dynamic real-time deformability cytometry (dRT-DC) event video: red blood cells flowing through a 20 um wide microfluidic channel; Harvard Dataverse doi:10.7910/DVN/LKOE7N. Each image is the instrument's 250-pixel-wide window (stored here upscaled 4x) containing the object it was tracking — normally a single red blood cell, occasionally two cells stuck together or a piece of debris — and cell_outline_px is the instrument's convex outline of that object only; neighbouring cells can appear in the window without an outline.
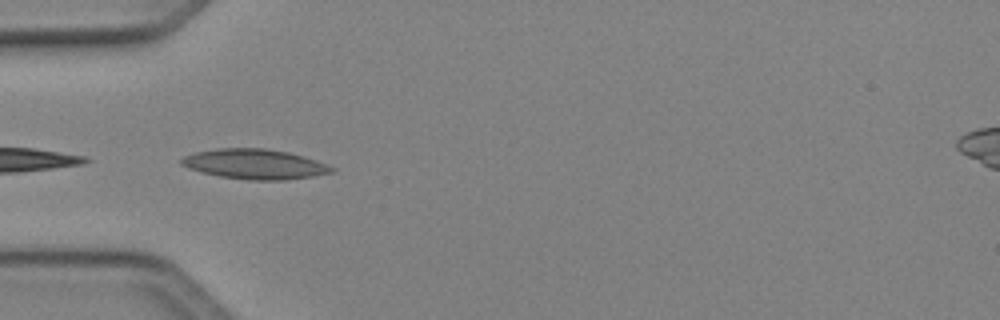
{"species": "Egyptian fruit bat (a non-hibernating species)", "species_latin": "Rousettus aegyptiacus", "temperature_condition": "cold", "stored_images_in_passage": 7, "camera_frame_rate_fps": 3000, "um_per_image_px": 0.085, "animal": {"sex": "female"}, "frame": {"image": 1, "passage_image": 5, "time_ms": 1.333, "image_size_px": [1000, 320], "cell_outline_px": [[336, 168], [332, 172], [312, 176], [284, 180], [248, 180], [220, 176], [200, 172], [188, 168], [180, 164], [180, 160], [184, 156], [196, 152], [216, 148], [264, 148], [288, 152], [316, 160], [328, 164]], "centroid_in_image_um": [21.64, 13.95], "position_along_channel_um": 63.4, "area_um2": 26.24}}